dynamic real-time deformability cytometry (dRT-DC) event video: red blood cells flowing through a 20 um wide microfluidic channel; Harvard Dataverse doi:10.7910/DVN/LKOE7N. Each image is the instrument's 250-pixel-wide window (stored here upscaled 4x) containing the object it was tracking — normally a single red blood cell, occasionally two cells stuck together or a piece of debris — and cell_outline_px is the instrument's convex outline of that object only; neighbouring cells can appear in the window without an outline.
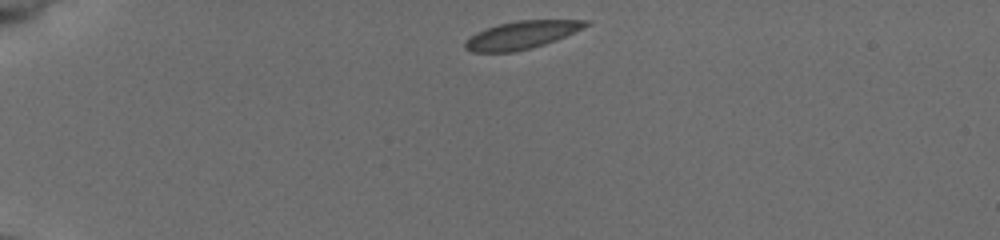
{"species": "common noctule bat (a hibernating species)", "species_latin": "Nyctalus noctula", "temperature_condition": "cold", "stored_images_in_passage": 42, "camera_frame_rate_fps": 3000, "um_per_image_px": 0.085, "animal": {"sex": "female", "body_mass_g": 19.5, "forearm_length_mm": 54.1}, "frame": {"image": 1, "passage_image": 1, "time_ms": 0.0, "image_size_px": [1000, 240], "cell_outline_px": [[592, 24], [556, 40], [532, 48], [512, 52], [472, 52], [464, 48], [464, 40], [476, 32], [500, 24], [516, 20], [592, 20]], "centroid_in_image_um": [44.34, 2.97], "position_along_channel_um": 40.7, "area_um2": 19.59}}
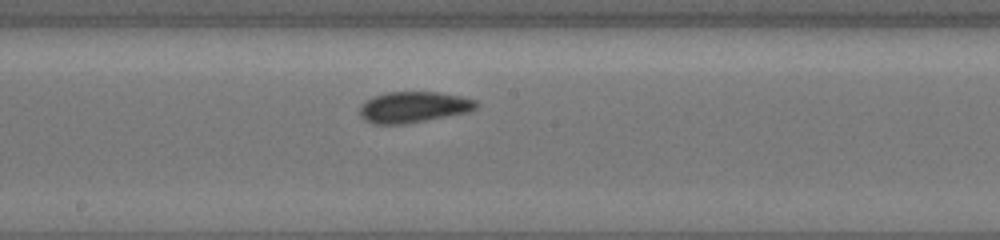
{"frame": {"image": 2, "passage_image": 19, "time_ms": 6.0, "image_size_px": [1000, 240], "cell_outline_px": [[480, 104], [476, 108], [468, 112], [404, 124], [372, 124], [364, 120], [360, 116], [360, 108], [372, 96], [388, 92], [436, 92], [460, 96], [476, 100]], "centroid_in_image_um": [35.15, 9.1], "position_along_channel_um": 213.0, "area_um2": 20.92}}
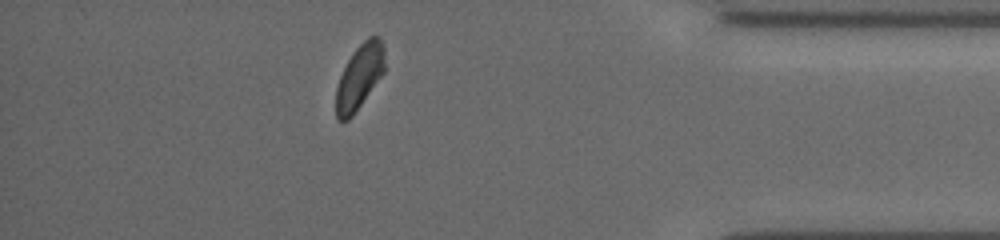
{"frame": {"image": 3, "passage_image": 36, "time_ms": 11.667, "image_size_px": [1000, 240], "cell_outline_px": [[384, 72], [352, 116], [348, 120], [336, 120], [336, 88], [340, 76], [348, 60], [356, 48], [368, 36], [380, 36], [384, 48]], "centroid_in_image_um": [30.55, 6.51], "position_along_channel_um": 404.6, "area_um2": 18.15}, "authors_computed_cell_mechanics": {"area_um2": 19.941, "velocity_mm_per_s": 3.8526, "shape_relaxation_time_tau1_ms": 3.4026, "shape_relaxation_time_tau2_ms": null, "deformation_change_tau1": 0.0772, "deformation_change_tau2": null}}